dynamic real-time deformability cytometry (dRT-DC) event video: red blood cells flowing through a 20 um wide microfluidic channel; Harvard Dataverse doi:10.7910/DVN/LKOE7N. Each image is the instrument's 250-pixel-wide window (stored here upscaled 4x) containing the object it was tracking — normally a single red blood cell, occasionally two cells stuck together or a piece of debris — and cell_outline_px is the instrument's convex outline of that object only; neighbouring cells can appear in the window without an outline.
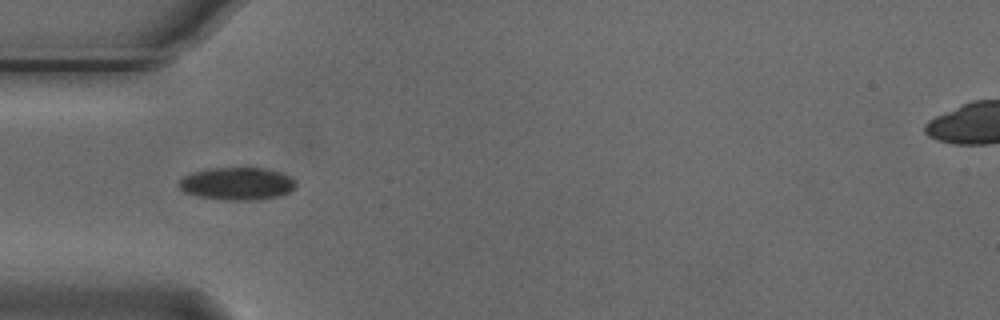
{"species": "Egyptian fruit bat (a non-hibernating species)", "species_latin": "Rousettus aegyptiacus", "temperature_condition": "cold", "stored_images_in_passage": 7, "camera_frame_rate_fps": 3000, "um_per_image_px": 0.085, "animal": {"sex": "male"}, "frame": {"image": 1, "passage_image": 5, "time_ms": 1.333, "image_size_px": [1000, 320], "cell_outline_px": [[296, 188], [280, 196], [260, 200], [224, 200], [200, 196], [184, 192], [180, 188], [180, 180], [184, 176], [192, 172], [208, 168], [264, 168], [280, 172], [296, 180]], "centroid_in_image_um": [20.19, 15.61], "position_along_channel_um": 64.8, "area_um2": 22.25}}
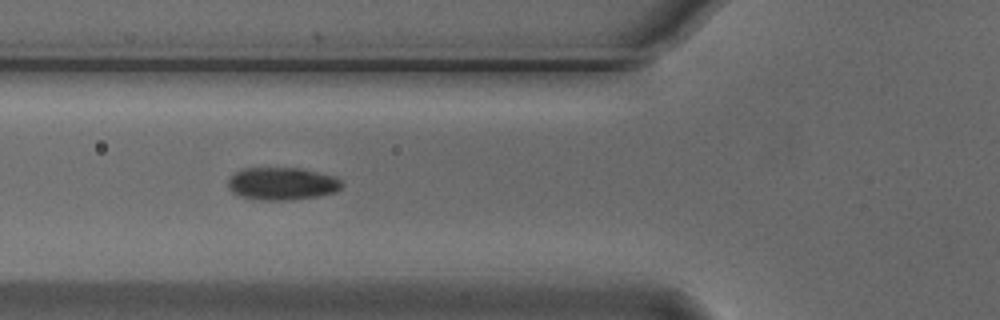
{"frame": {"image": 2, "passage_image": 6, "time_ms": 1.667, "image_size_px": [1000, 320], "cell_outline_px": [[344, 184], [336, 192], [320, 196], [288, 200], [252, 200], [240, 196], [232, 192], [228, 188], [228, 180], [236, 172], [244, 168], [300, 168], [336, 176]], "centroid_in_image_um": [23.98, 15.62], "position_along_channel_um": 101.8, "area_um2": 21.85}}
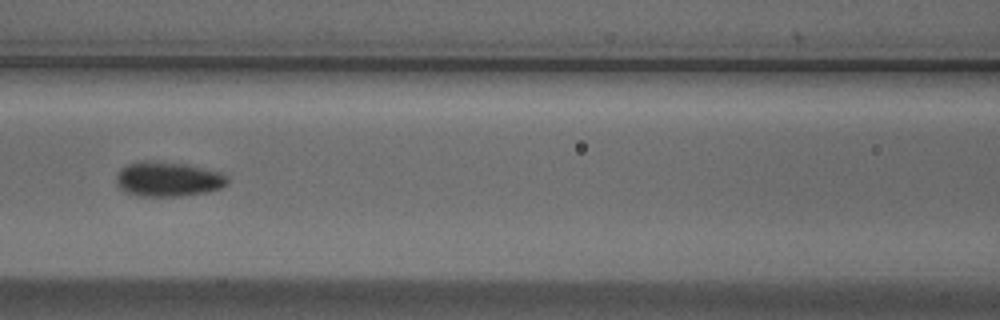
{"frame": {"image": 3, "passage_image": 7, "time_ms": 2.0, "image_size_px": [1000, 320], "cell_outline_px": [[228, 184], [220, 188], [208, 192], [180, 196], [140, 196], [124, 192], [116, 184], [116, 172], [120, 168], [136, 160], [152, 160], [184, 164], [224, 172], [228, 176]], "centroid_in_image_um": [14.27, 15.21], "position_along_channel_um": 152.3, "area_um2": 23.0}}